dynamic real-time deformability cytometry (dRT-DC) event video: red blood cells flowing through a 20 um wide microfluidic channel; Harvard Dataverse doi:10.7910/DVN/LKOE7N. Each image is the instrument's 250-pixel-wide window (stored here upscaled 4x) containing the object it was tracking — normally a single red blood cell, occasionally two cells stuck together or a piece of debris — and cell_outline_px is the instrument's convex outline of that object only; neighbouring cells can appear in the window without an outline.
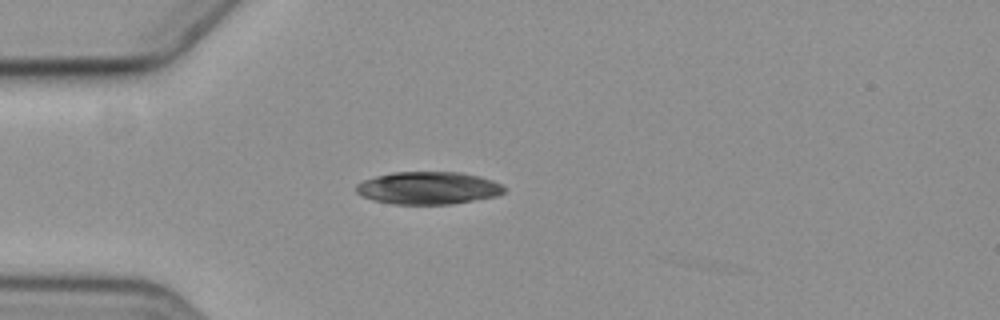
{"species": "common noctule bat (a hibernating species)", "species_latin": "Nyctalus noctula", "temperature_condition": "cold", "stored_images_in_passage": 4, "camera_frame_rate_fps": 3000, "um_per_image_px": 0.085, "animal": {"sex": "female", "body_mass_g": 19.3, "forearm_length_mm": 54.1}, "frame": {"image": 1, "passage_image": 4, "time_ms": 3.667, "image_size_px": [1000, 320], "cell_outline_px": [[504, 192], [496, 196], [452, 204], [392, 204], [372, 200], [356, 192], [356, 184], [364, 180], [376, 176], [392, 172], [460, 172], [480, 176], [492, 180], [500, 184], [504, 188]], "centroid_in_image_um": [36.38, 15.98], "position_along_channel_um": 48.6, "area_um2": 28.03}}